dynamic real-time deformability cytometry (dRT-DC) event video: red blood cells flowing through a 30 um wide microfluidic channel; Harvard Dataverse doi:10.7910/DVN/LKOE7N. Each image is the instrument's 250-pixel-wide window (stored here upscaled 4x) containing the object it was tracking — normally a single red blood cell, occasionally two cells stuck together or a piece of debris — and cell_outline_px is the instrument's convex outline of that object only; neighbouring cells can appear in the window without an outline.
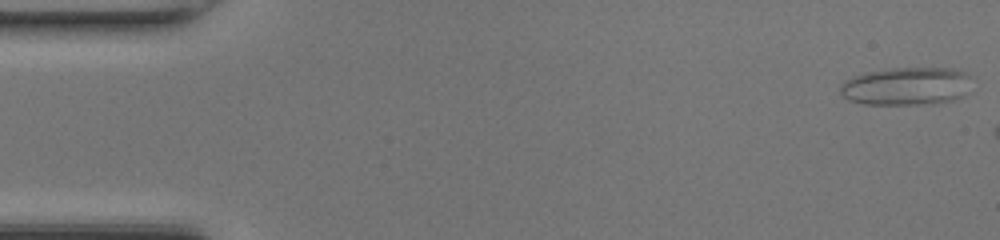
{"species": "common noctule bat (a hibernating species)", "species_latin": "Nyctalus noctula", "temperature_condition": "room temperature", "stored_images_in_passage": 6, "camera_frame_rate_fps": 3000, "um_per_image_px": 0.085, "animal": {"sex": "female", "body_mass_g": 17.0, "forearm_length_mm": 48.0}, "frame": {"image": 1, "passage_image": 1, "time_ms": 0.0, "image_size_px": [1000, 240], "cell_outline_px": [[968, 76], [964, 96], [956, 100], [936, 104], [864, 104], [848, 100], [840, 92], [840, 84], [844, 80], [852, 76], [868, 72], [892, 68], [948, 68], [964, 72]], "centroid_in_image_um": [76.99, 7.34], "position_along_channel_um": 8.0, "area_um2": 29.02}}